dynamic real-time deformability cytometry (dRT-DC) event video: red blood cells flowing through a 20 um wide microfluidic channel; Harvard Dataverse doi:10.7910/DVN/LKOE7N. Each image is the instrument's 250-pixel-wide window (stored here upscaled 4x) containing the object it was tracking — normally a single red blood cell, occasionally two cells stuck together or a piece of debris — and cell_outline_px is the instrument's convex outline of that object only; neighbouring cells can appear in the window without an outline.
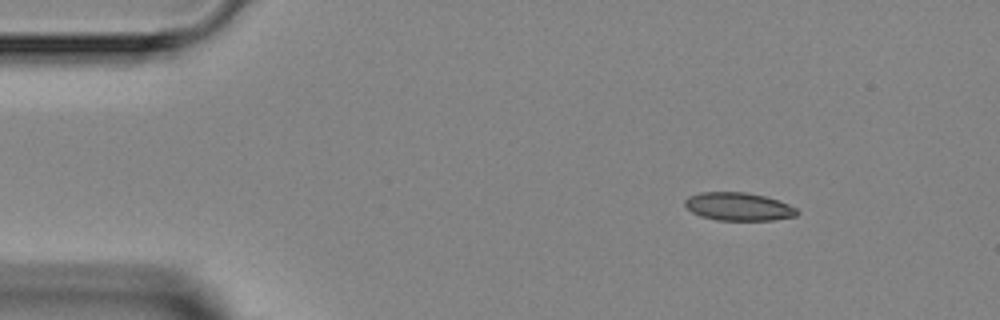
{"species": "Egyptian fruit bat (a non-hibernating species)", "species_latin": "Rousettus aegyptiacus", "temperature_condition": "room temperature", "stored_images_in_passage": 4, "camera_frame_rate_fps": 3000, "um_per_image_px": 0.085, "animal": {"sex": "female"}, "frame": {"image": 1, "passage_image": 2, "time_ms": 1.0, "image_size_px": [1000, 320], "cell_outline_px": [[800, 212], [796, 216], [772, 220], [716, 220], [700, 216], [692, 212], [684, 204], [684, 200], [688, 196], [700, 192], [744, 192], [764, 196], [788, 204], [796, 208]], "centroid_in_image_um": [62.75, 17.56], "position_along_channel_um": 22.3, "area_um2": 18.32}}
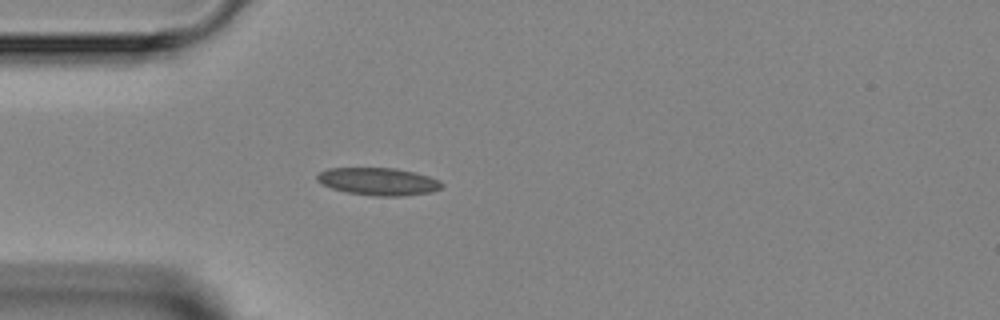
{"frame": {"image": 2, "passage_image": 4, "time_ms": 3.333, "image_size_px": [1000, 320], "cell_outline_px": [[444, 184], [440, 188], [432, 192], [400, 196], [376, 196], [348, 192], [332, 188], [320, 184], [316, 180], [316, 176], [320, 172], [328, 168], [396, 168], [416, 172], [440, 180]], "centroid_in_image_um": [32.16, 15.42], "position_along_channel_um": 52.8, "area_um2": 20.06}}